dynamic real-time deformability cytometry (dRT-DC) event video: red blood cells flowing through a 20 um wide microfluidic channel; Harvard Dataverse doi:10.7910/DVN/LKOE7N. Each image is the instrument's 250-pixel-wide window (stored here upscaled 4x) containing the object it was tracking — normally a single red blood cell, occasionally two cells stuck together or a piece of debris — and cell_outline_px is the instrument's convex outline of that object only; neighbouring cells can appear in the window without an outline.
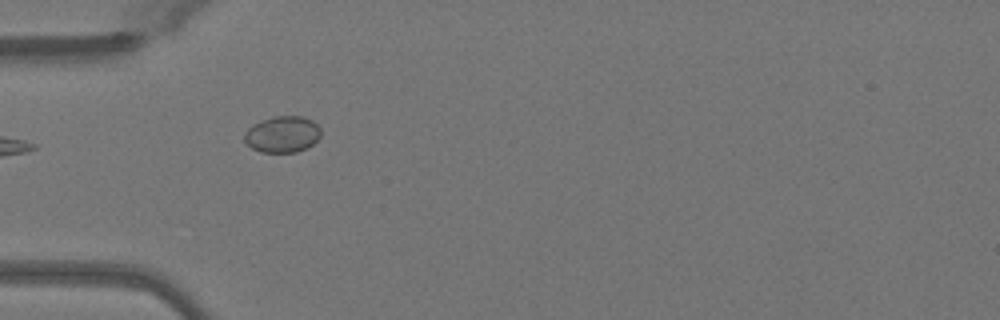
{"species": "Egyptian fruit bat (a non-hibernating species)", "species_latin": "Rousettus aegyptiacus", "temperature_condition": "warm", "stored_images_in_passage": 5, "camera_frame_rate_fps": 3000, "um_per_image_px": 0.085, "animal": {"sex": "female"}, "frame": {"image": 1, "passage_image": 1, "time_ms": 0.0, "image_size_px": [1000, 320], "cell_outline_px": [[320, 136], [312, 144], [296, 152], [260, 152], [252, 148], [244, 140], [244, 132], [252, 124], [272, 116], [304, 116], [312, 120], [320, 128]], "centroid_in_image_um": [23.98, 11.4], "position_along_channel_um": 61.0, "area_um2": 16.18}}